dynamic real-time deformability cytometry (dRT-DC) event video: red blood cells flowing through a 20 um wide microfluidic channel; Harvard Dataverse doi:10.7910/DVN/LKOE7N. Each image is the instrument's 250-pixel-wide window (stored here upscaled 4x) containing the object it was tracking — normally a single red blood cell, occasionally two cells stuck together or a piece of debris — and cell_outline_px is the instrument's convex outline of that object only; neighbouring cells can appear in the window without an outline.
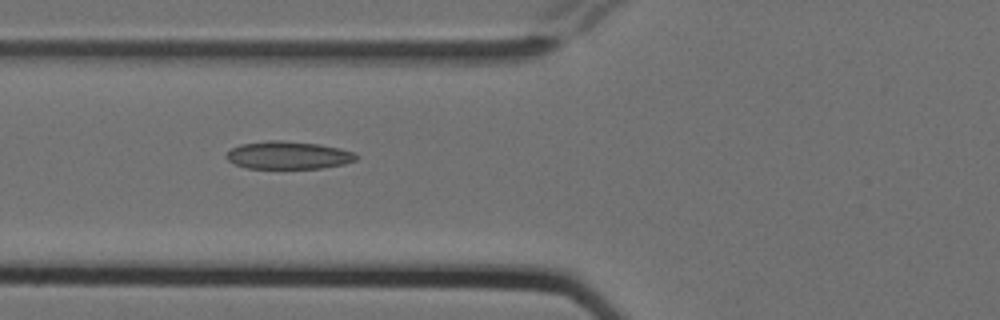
{"species": "Egyptian fruit bat (a non-hibernating species)", "species_latin": "Rousettus aegyptiacus", "temperature_condition": "cold", "stored_images_in_passage": 5, "camera_frame_rate_fps": 3000, "um_per_image_px": 0.085, "animal": {"sex": "female"}, "frame": {"image": 1, "passage_image": 4, "time_ms": 1.0, "image_size_px": [1000, 320], "cell_outline_px": [[360, 156], [356, 160], [344, 164], [324, 168], [248, 168], [236, 164], [228, 160], [224, 156], [232, 148], [240, 144], [268, 140], [280, 140], [320, 144], [340, 148], [352, 152]], "centroid_in_image_um": [24.52, 13.19], "position_along_channel_um": 101.3, "area_um2": 21.04}}
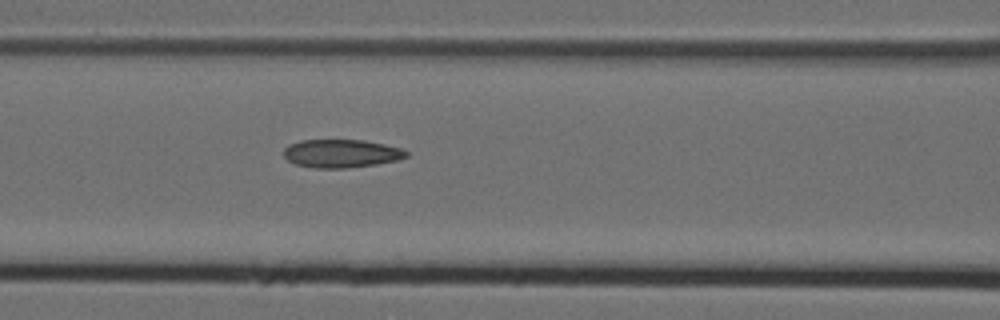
{"frame": {"image": 2, "passage_image": 5, "time_ms": 1.333, "image_size_px": [1000, 320], "cell_outline_px": [[408, 156], [400, 160], [376, 164], [348, 168], [312, 168], [296, 164], [288, 160], [284, 156], [284, 148], [288, 144], [300, 140], [364, 140], [384, 144], [400, 148], [408, 152]], "centroid_in_image_um": [29.01, 13.05], "position_along_channel_um": 137.6, "area_um2": 20.29}}